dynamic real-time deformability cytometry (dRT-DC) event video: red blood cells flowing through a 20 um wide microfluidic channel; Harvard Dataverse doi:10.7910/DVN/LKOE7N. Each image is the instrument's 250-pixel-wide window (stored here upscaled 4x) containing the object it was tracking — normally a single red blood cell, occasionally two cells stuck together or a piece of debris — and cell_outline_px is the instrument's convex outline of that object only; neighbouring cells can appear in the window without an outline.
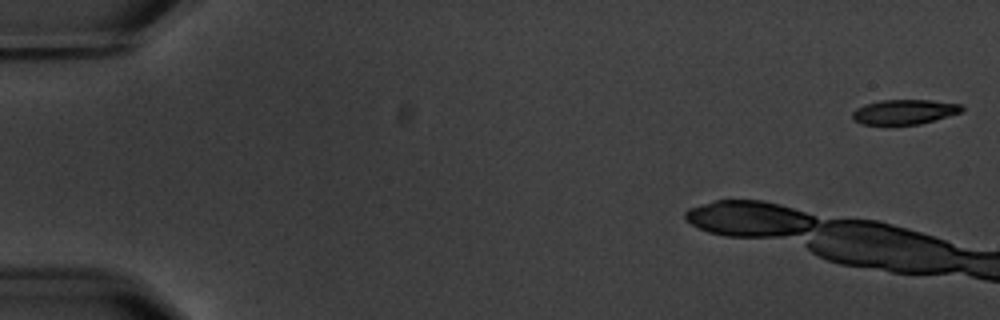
{"species": "common noctule bat (a hibernating species)", "species_latin": "Nyctalus noctula", "temperature_condition": "warm", "stored_images_in_passage": 4, "camera_frame_rate_fps": 3000, "um_per_image_px": 0.085, "animal": {"sex": "male", "body_mass_g": 20.1, "forearm_length_mm": 53.5}, "frame": {"image": 1, "passage_image": 1, "time_ms": 0.0, "image_size_px": [1000, 320], "cell_outline_px": [[964, 108], [960, 112], [948, 116], [920, 124], [860, 124], [852, 120], [852, 112], [856, 108], [864, 104], [880, 100], [932, 100], [960, 104]], "centroid_in_image_um": [76.82, 9.5], "position_along_channel_um": 8.2, "area_um2": 15.78}}